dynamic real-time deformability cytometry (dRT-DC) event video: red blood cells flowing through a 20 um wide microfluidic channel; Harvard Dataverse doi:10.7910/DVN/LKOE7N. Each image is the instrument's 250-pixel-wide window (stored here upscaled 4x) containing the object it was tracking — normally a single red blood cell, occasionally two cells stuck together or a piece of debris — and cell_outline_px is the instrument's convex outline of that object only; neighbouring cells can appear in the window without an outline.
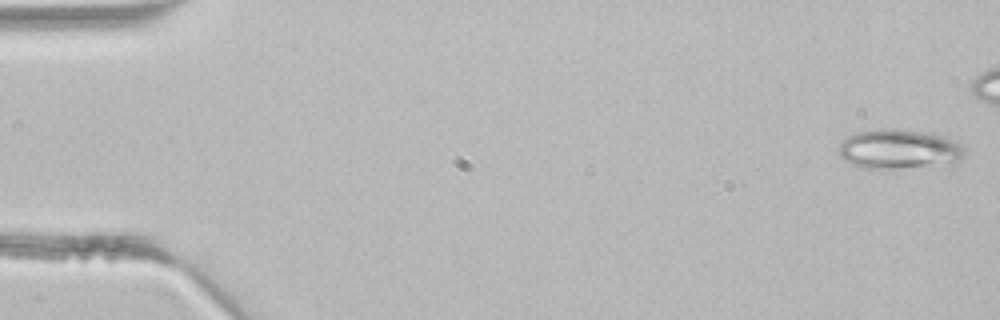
{"species": "common noctule bat (a hibernating species)", "species_latin": "Nyctalus noctula", "temperature_condition": "room temperature", "stored_images_in_passage": 5, "camera_frame_rate_fps": 3000, "um_per_image_px": 0.085, "animal": {"sex": "male", "body_mass_g": 21.5, "forearm_length_mm": 52.0}, "frame": {"image": 1, "passage_image": 1, "time_ms": 0.0, "image_size_px": [1000, 320], "cell_outline_px": [[964, 152], [956, 168], [864, 168], [852, 164], [844, 160], [836, 152], [840, 144], [848, 136], [856, 132], [876, 128], [892, 128], [932, 132], [948, 136], [960, 144], [964, 148]], "centroid_in_image_um": [76.54, 12.7], "position_along_channel_um": 8.5, "area_um2": 30.58}}
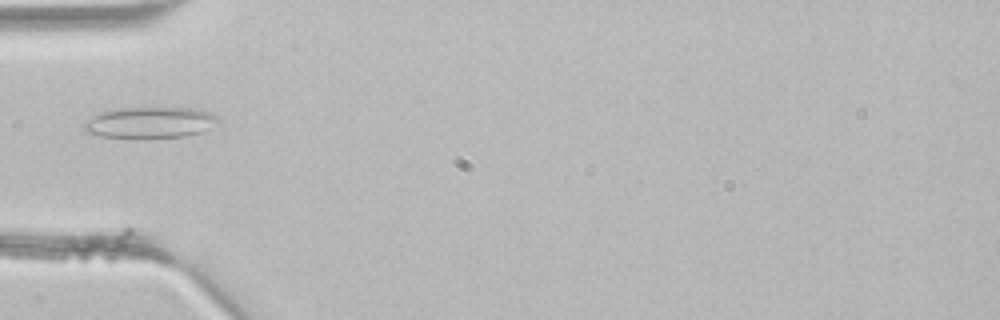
{"frame": {"image": 2, "passage_image": 5, "time_ms": 1.333, "image_size_px": [1000, 320], "cell_outline_px": [[220, 120], [200, 132], [184, 136], [100, 136], [88, 132], [84, 128], [84, 124], [88, 120], [100, 112], [116, 108], [192, 108], [212, 112]], "centroid_in_image_um": [12.77, 10.38], "position_along_channel_um": 72.2, "area_um2": 23.41}}